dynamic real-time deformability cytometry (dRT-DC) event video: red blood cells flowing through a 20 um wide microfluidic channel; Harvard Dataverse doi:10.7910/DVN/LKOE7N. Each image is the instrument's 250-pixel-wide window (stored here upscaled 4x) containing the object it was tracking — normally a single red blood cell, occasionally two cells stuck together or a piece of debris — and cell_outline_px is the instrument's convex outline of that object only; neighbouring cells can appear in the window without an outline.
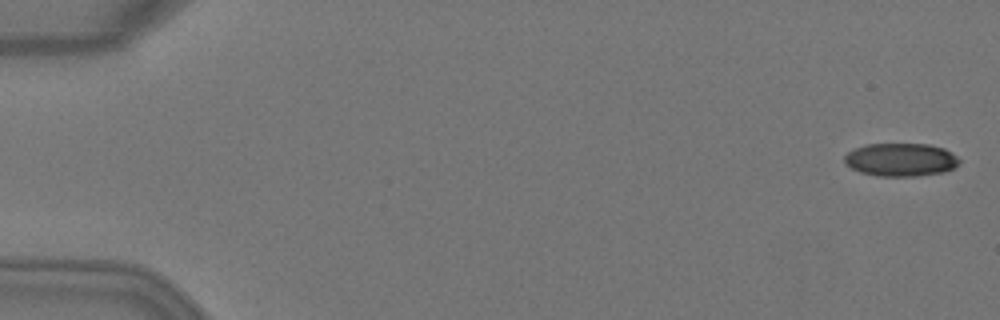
{"species": "Egyptian fruit bat (a non-hibernating species)", "species_latin": "Rousettus aegyptiacus", "temperature_condition": "warm", "stored_images_in_passage": 5, "camera_frame_rate_fps": 3000, "um_per_image_px": 0.085, "animal": {"sex": "female"}, "frame": {"image": 1, "passage_image": 1, "time_ms": 0.0, "image_size_px": [1000, 320], "cell_outline_px": [[960, 164], [944, 172], [916, 176], [876, 176], [860, 172], [844, 164], [844, 156], [848, 152], [856, 148], [868, 144], [928, 144], [944, 148], [952, 152], [960, 160]], "centroid_in_image_um": [76.57, 13.58], "position_along_channel_um": 8.4, "area_um2": 22.25}}
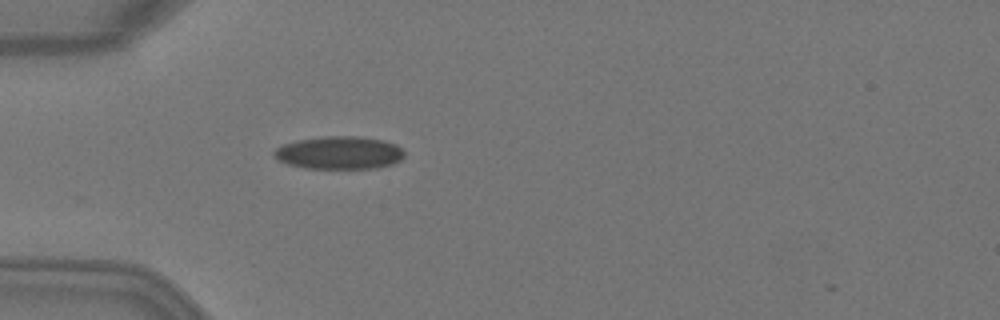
{"frame": {"image": 2, "passage_image": 5, "time_ms": 1.333, "image_size_px": [1000, 320], "cell_outline_px": [[404, 156], [400, 160], [392, 164], [376, 168], [304, 168], [288, 164], [280, 160], [272, 152], [276, 148], [284, 144], [296, 140], [328, 136], [356, 136], [384, 140], [396, 144], [404, 152]], "centroid_in_image_um": [28.85, 12.98], "position_along_channel_um": 56.1, "area_um2": 24.8}}